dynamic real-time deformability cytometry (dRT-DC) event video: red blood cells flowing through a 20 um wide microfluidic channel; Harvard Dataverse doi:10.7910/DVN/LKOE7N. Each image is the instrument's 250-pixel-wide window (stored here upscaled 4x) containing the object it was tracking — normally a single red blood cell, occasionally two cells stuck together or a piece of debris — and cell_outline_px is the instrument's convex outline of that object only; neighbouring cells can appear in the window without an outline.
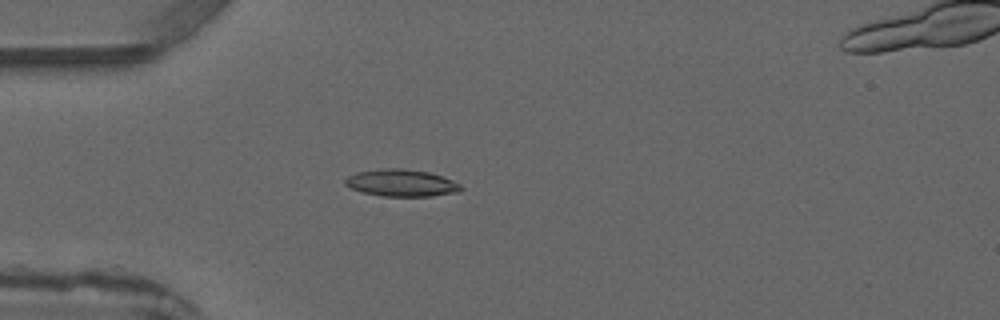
{"species": "common noctule bat (a hibernating species)", "species_latin": "Nyctalus noctula", "temperature_condition": "warm", "stored_images_in_passage": 4, "camera_frame_rate_fps": 3000, "um_per_image_px": 0.085, "animal": {"sex": "male", "forearm_length_mm": 52.5}, "frame": {"image": 1, "passage_image": 4, "time_ms": 3.333, "image_size_px": [1000, 320], "cell_outline_px": [[464, 188], [460, 192], [432, 196], [384, 196], [364, 192], [352, 188], [344, 184], [344, 180], [348, 176], [356, 172], [380, 168], [404, 168], [428, 172], [452, 180], [460, 184]], "centroid_in_image_um": [34.13, 15.54], "position_along_channel_um": 50.9, "area_um2": 18.26}}